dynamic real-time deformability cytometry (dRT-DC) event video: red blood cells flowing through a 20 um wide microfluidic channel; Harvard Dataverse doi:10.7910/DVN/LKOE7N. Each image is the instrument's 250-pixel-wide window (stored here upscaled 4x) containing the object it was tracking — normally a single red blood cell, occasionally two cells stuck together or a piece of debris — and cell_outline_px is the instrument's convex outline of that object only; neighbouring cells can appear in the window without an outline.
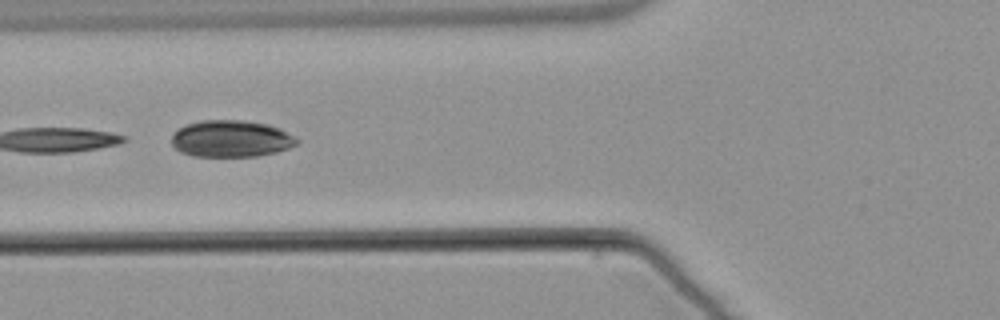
{"species": "common noctule bat (a hibernating species)", "species_latin": "Nyctalus noctula", "temperature_condition": "warm", "stored_images_in_passage": 2, "camera_frame_rate_fps": 3000, "um_per_image_px": 0.085, "animal": {"sex": "male", "body_mass_g": 21.5, "forearm_length_mm": 52.0}, "frame": {"image": 1, "passage_image": 2, "time_ms": 1.333, "image_size_px": [1000, 320], "cell_outline_px": [[300, 140], [296, 144], [288, 148], [276, 152], [256, 156], [192, 156], [180, 152], [172, 144], [172, 136], [180, 128], [188, 124], [200, 120], [244, 120], [268, 124], [280, 128]], "centroid_in_image_um": [19.66, 11.79], "position_along_channel_um": 106.1, "area_um2": 26.76}}